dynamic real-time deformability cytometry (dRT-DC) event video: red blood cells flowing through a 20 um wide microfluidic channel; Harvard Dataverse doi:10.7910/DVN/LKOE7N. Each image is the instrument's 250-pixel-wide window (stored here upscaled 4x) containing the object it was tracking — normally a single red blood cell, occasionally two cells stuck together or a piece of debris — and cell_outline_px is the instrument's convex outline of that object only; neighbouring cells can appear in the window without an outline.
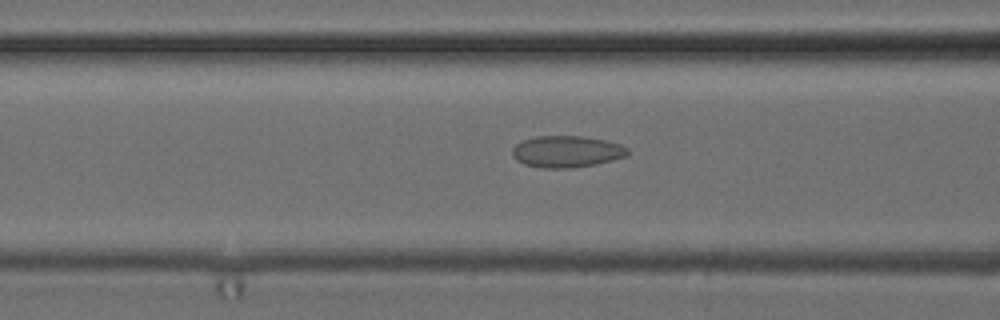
{"species": "common noctule bat (a hibernating species)", "species_latin": "Nyctalus noctula", "temperature_condition": "cold", "stored_images_in_passage": 51, "camera_frame_rate_fps": 3000, "um_per_image_px": 0.085, "animal": {"sex": "female", "body_mass_g": 24.6, "forearm_length_mm": 56.2}, "frame": {"image": 1, "passage_image": 21, "time_ms": 6.667, "image_size_px": [1000, 320], "cell_outline_px": [[628, 156], [596, 164], [568, 168], [540, 168], [524, 164], [516, 160], [512, 156], [512, 148], [516, 144], [524, 140], [536, 136], [584, 136], [604, 140], [620, 144], [628, 148]], "centroid_in_image_um": [48.15, 12.88], "position_along_channel_um": 118.4, "area_um2": 21.33}}
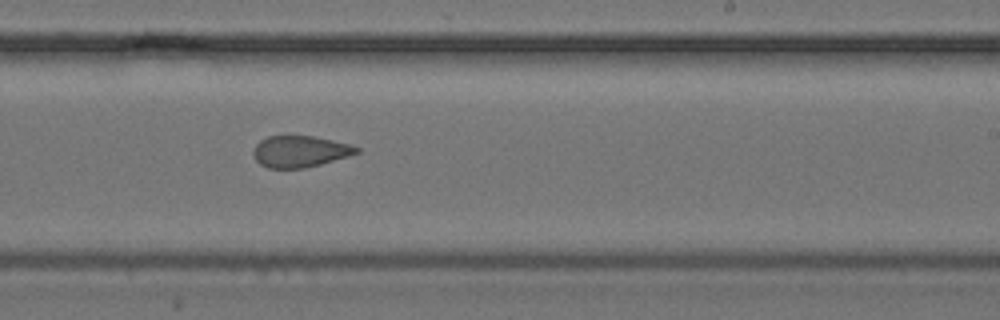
{"frame": {"image": 2, "passage_image": 32, "time_ms": 10.333, "image_size_px": [1000, 320], "cell_outline_px": [[360, 152], [348, 156], [320, 164], [304, 168], [268, 168], [260, 164], [256, 160], [252, 152], [256, 144], [260, 140], [268, 136], [312, 136], [352, 144], [360, 148]], "centroid_in_image_um": [25.5, 12.87], "position_along_channel_um": 263.5, "area_um2": 18.9}}
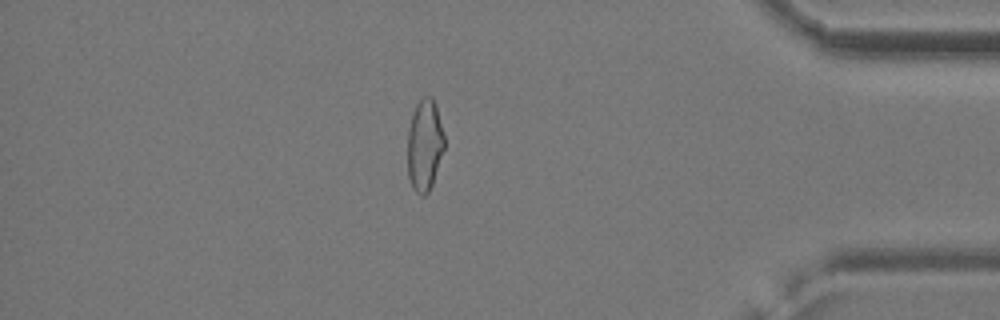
{"frame": {"image": 3, "passage_image": 45, "time_ms": 14.667, "image_size_px": [1000, 320], "cell_outline_px": [[444, 148], [432, 184], [428, 192], [424, 196], [420, 196], [412, 188], [408, 176], [408, 128], [412, 112], [416, 104], [424, 96], [432, 96], [436, 104], [444, 132]], "centroid_in_image_um": [36.09, 12.31], "position_along_channel_um": 399.1, "area_um2": 19.83}, "authors_computed_cell_mechanics": {"area_um2": 20.7502, "velocity_mm_per_s": 3.9496, "shape_relaxation_time_tau1_ms": null, "shape_relaxation_time_tau2_ms": 1.5562, "deformation_change_tau1": null, "deformation_change_tau2": 0.083}}